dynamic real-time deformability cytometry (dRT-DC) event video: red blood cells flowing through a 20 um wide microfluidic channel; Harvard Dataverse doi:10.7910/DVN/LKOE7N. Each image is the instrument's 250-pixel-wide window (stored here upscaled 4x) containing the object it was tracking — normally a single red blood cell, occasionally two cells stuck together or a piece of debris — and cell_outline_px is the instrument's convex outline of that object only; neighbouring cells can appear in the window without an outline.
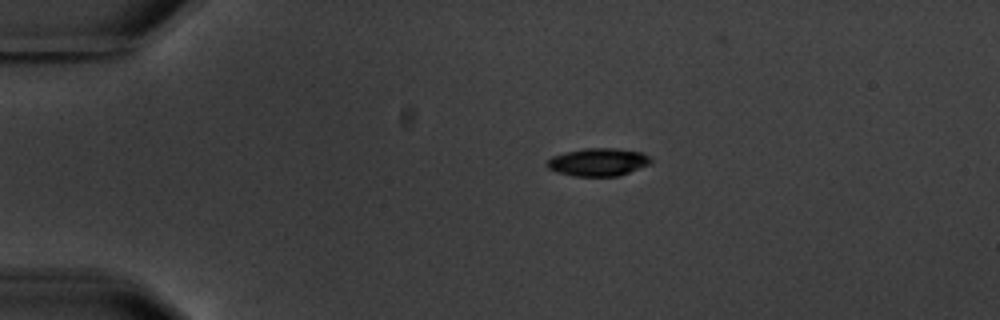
{"species": "common noctule bat (a hibernating species)", "species_latin": "Nyctalus noctula", "temperature_condition": "warm", "stored_images_in_passage": 4, "camera_frame_rate_fps": 3000, "um_per_image_px": 0.085, "animal": {"sex": "male", "body_mass_g": 20.1, "forearm_length_mm": 53.5}, "frame": {"image": 1, "passage_image": 1, "time_ms": 0.0, "image_size_px": [1000, 320], "cell_outline_px": [[652, 160], [648, 164], [628, 172], [616, 176], [576, 176], [556, 172], [548, 168], [544, 164], [552, 156], [584, 148], [616, 148], [640, 152], [648, 156]], "centroid_in_image_um": [50.79, 13.77], "position_along_channel_um": 34.2, "area_um2": 16.59}}
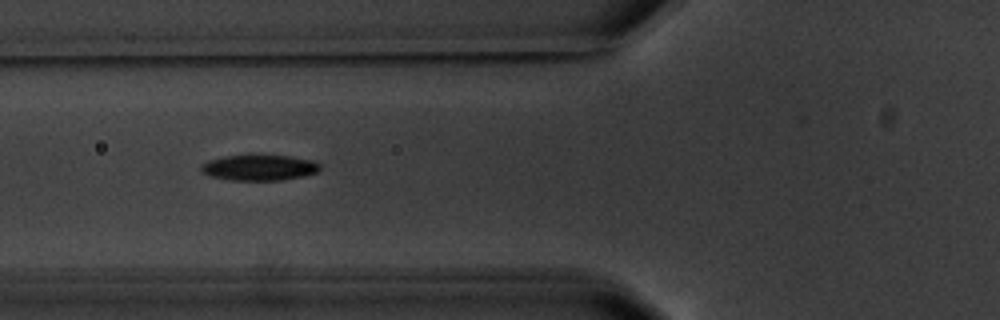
{"frame": {"image": 2, "passage_image": 3, "time_ms": 3.333, "image_size_px": [1000, 320], "cell_outline_px": [[320, 168], [316, 172], [304, 176], [280, 180], [228, 180], [208, 176], [200, 172], [200, 164], [208, 160], [224, 156], [248, 152], [252, 152], [288, 156], [312, 160], [320, 164]], "centroid_in_image_um": [21.95, 14.2], "position_along_channel_um": 103.9, "area_um2": 18.73}}